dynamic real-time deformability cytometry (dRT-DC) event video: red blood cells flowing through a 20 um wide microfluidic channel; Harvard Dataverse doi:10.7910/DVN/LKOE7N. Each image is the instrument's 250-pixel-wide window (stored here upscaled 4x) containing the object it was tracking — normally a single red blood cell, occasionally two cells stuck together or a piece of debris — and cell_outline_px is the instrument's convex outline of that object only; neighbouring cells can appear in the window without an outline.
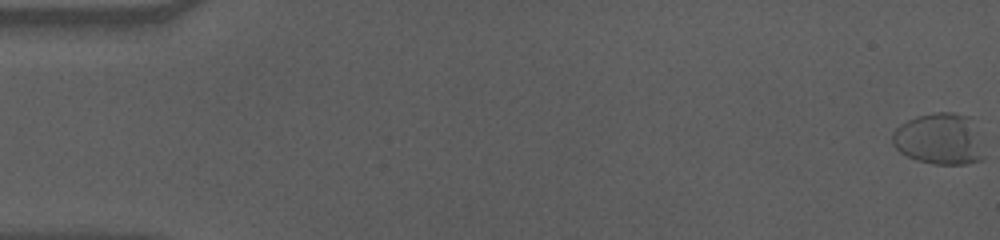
{"species": "human", "species_latin": "Homo sapiens", "temperature_condition": "cold", "stored_images_in_passage": 60, "camera_frame_rate_fps": 3000, "um_per_image_px": 0.085, "donor": {"sex": "male"}, "frame": {"image": 1, "passage_image": 1, "time_ms": 0.0, "image_size_px": [1000, 240], "cell_outline_px": [[984, 160], [968, 164], [932, 164], [916, 160], [900, 152], [892, 144], [892, 132], [900, 124], [916, 116], [936, 112], [952, 112], [968, 116]], "centroid_in_image_um": [79.76, 11.83], "position_along_channel_um": 5.2, "area_um2": 26.88}}
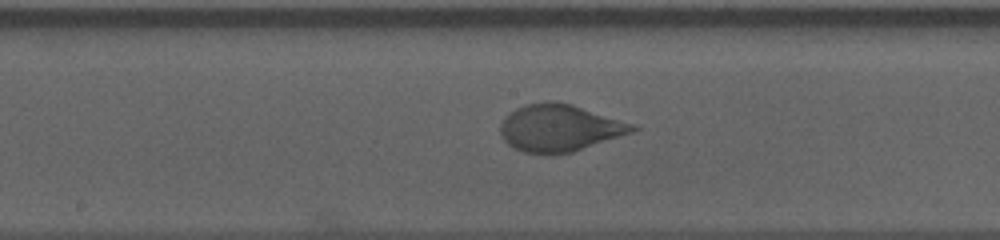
{"frame": {"image": 2, "passage_image": 32, "time_ms": 10.333, "image_size_px": [1000, 240], "cell_outline_px": [[640, 128], [632, 132], [572, 152], [548, 156], [544, 156], [524, 152], [508, 144], [504, 140], [500, 132], [500, 124], [516, 108], [524, 104], [548, 100], [556, 100], [572, 104], [636, 124]], "centroid_in_image_um": [47.57, 10.88], "position_along_channel_um": 200.6, "area_um2": 36.53}}
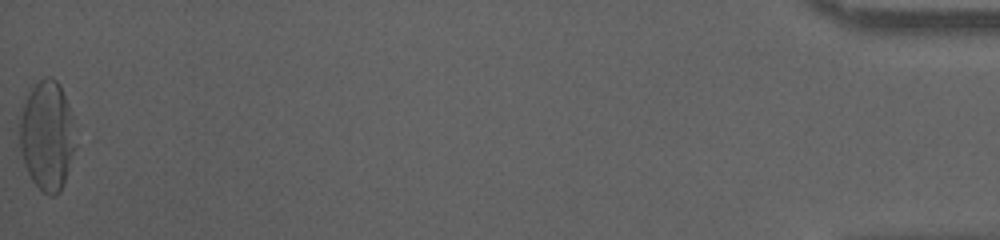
{"frame": {"image": 3, "passage_image": 60, "time_ms": 19.667, "image_size_px": [1000, 240], "cell_outline_px": [[76, 144], [64, 184], [60, 192], [56, 196], [48, 196], [32, 180], [28, 172], [20, 152], [20, 116], [24, 96], [28, 88], [44, 76], [52, 76], [60, 84], [68, 108], [72, 124]], "centroid_in_image_um": [3.97, 11.5], "position_along_channel_um": 431.2, "area_um2": 35.78}, "authors_computed_cell_mechanics": {"area_um2": 33.8708, "velocity_mm_per_s": 3.5338, "shape_relaxation_time_tau1_ms": 4.9673, "shape_relaxation_time_tau2_ms": null, "deformation_change_tau1": 0.1949, "deformation_change_tau2": null}}